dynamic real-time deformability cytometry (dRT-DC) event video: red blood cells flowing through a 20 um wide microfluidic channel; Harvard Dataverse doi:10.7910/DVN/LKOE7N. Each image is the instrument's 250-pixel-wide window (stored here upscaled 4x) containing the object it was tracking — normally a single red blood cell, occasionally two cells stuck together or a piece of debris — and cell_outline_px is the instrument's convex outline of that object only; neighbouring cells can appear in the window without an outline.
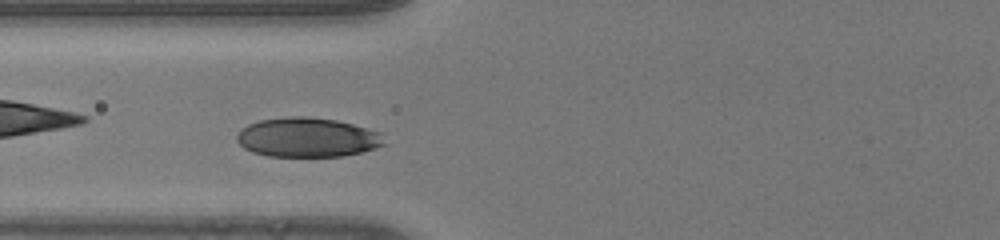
{"species": "human", "species_latin": "Homo sapiens", "temperature_condition": "room temperature", "stored_images_in_passage": 34, "camera_frame_rate_fps": 3000, "um_per_image_px": 0.085, "donor": {"sex": "male"}, "frame": {"image": 1, "passage_image": 8, "time_ms": 2.333, "image_size_px": [1000, 240], "cell_outline_px": [[384, 144], [376, 148], [360, 152], [340, 156], [268, 156], [252, 152], [244, 148], [236, 140], [236, 136], [240, 128], [248, 124], [260, 120], [292, 116], [304, 116], [336, 120], [352, 124], [380, 132]], "centroid_in_image_um": [26.08, 11.67], "position_along_channel_um": 99.7, "area_um2": 33.7}}
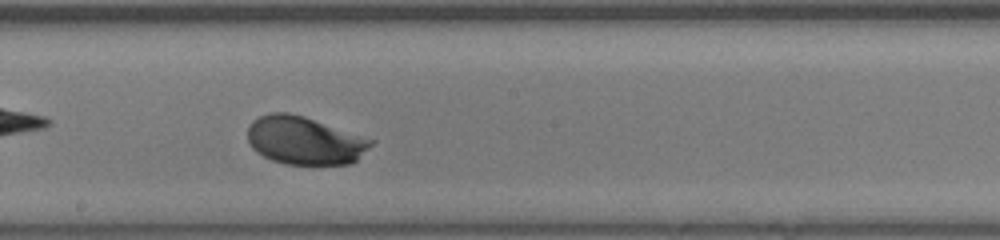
{"frame": {"image": 2, "passage_image": 17, "time_ms": 5.333, "image_size_px": [1000, 240], "cell_outline_px": [[376, 140], [352, 164], [284, 164], [272, 160], [256, 152], [252, 148], [248, 140], [248, 128], [252, 120], [260, 116], [272, 112], [288, 112], [304, 116]], "centroid_in_image_um": [25.88, 11.94], "position_along_channel_um": 222.3, "area_um2": 34.51}}
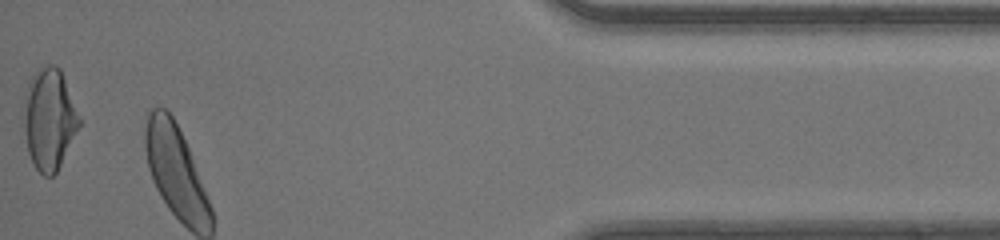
{"frame": {"image": 3, "passage_image": 34, "time_ms": 11.0, "image_size_px": [1000, 240], "cell_outline_px": [[84, 120], [56, 172], [52, 176], [44, 176], [36, 168], [28, 152], [24, 132], [24, 96], [28, 84], [32, 76], [36, 72], [48, 64], [56, 64], [60, 68]], "centroid_in_image_um": [4.24, 10.1], "position_along_channel_um": 431.0, "area_um2": 33.18}, "authors_computed_cell_mechanics": {"area_um2": 34.0442, "velocity_mm_per_s": 4.1076, "shape_relaxation_time_tau1_ms": 1.3435, "shape_relaxation_time_tau2_ms": null, "deformation_change_tau1": 0.106, "deformation_change_tau2": null}}